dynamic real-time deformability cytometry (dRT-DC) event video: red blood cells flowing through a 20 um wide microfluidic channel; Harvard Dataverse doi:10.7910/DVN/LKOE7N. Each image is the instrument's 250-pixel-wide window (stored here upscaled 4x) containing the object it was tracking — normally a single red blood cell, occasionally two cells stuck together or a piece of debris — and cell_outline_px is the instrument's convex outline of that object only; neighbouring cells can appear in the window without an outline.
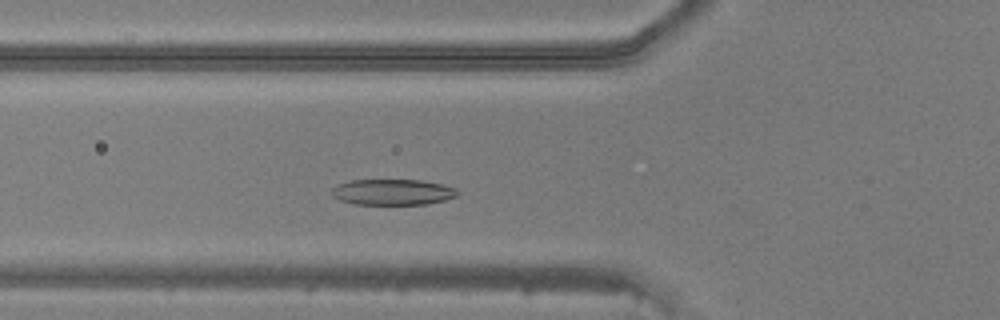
{"species": "common noctule bat (a hibernating species)", "species_latin": "Nyctalus noctula", "temperature_condition": "warm", "stored_images_in_passage": 38, "camera_frame_rate_fps": 3000, "um_per_image_px": 0.085, "animal": {"sex": "male", "body_mass_g": 20.5, "forearm_length_mm": 52.5}, "frame": {"image": 1, "passage_image": 7, "time_ms": 2.0, "image_size_px": [1000, 320], "cell_outline_px": [[460, 192], [456, 196], [444, 200], [428, 204], [356, 204], [340, 200], [332, 196], [328, 192], [336, 184], [352, 180], [420, 180], [444, 184], [456, 188]], "centroid_in_image_um": [33.36, 16.32], "position_along_channel_um": 92.4, "area_um2": 19.13}}
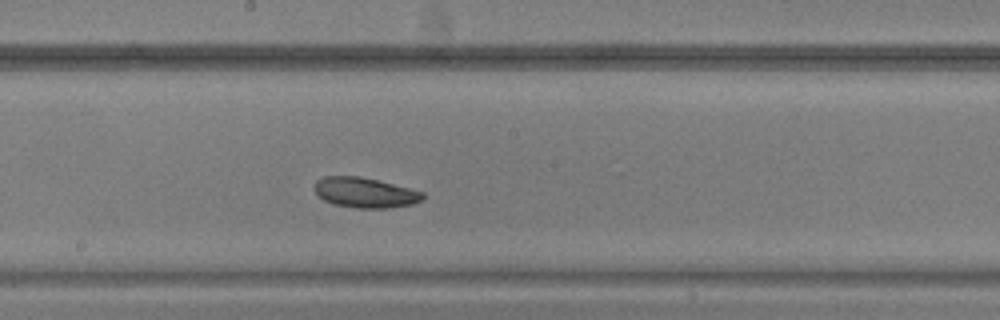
{"frame": {"image": 2, "passage_image": 16, "time_ms": 5.0, "image_size_px": [1000, 320], "cell_outline_px": [[424, 196], [420, 200], [412, 204], [388, 208], [356, 208], [336, 204], [324, 200], [312, 188], [316, 180], [324, 176], [360, 176], [424, 192]], "centroid_in_image_um": [30.98, 16.36], "position_along_channel_um": 217.2, "area_um2": 18.84}}
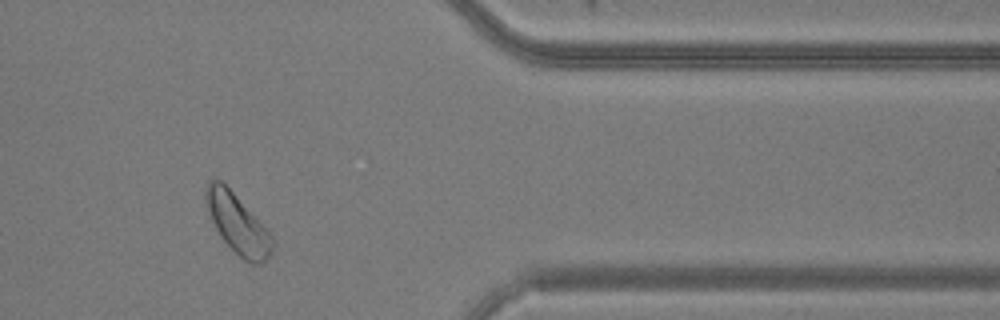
{"frame": {"image": 3, "passage_image": 30, "time_ms": 9.667, "image_size_px": [1000, 320], "cell_outline_px": [[272, 252], [260, 264], [252, 264], [244, 260], [220, 236], [208, 212], [204, 200], [204, 188], [208, 180], [220, 180], [232, 192], [272, 236]], "centroid_in_image_um": [20.14, 19.01], "position_along_channel_um": 391.3, "area_um2": 22.25}}